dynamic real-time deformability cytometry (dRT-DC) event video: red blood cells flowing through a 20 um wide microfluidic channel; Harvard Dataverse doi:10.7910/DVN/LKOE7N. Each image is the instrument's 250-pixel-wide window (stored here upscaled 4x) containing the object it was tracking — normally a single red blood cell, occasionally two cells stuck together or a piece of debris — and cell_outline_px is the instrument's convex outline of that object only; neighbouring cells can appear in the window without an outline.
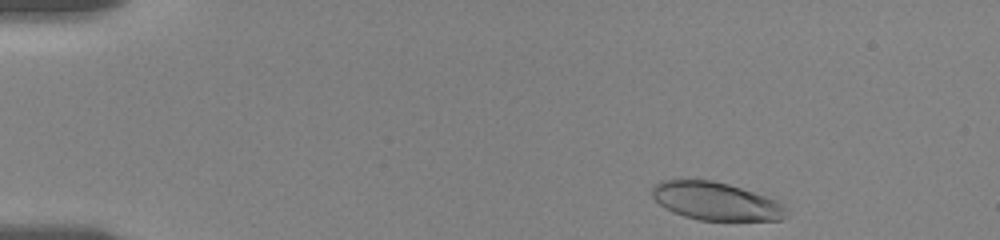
{"species": "human", "species_latin": "Homo sapiens", "temperature_condition": "room temperature", "stored_images_in_passage": 20, "camera_frame_rate_fps": 3000, "um_per_image_px": 0.085, "donor": {"sex": "female"}, "frame": {"image": 1, "passage_image": 2, "time_ms": 0.333, "image_size_px": [1000, 240], "cell_outline_px": [[788, 216], [784, 220], [700, 220], [684, 216], [672, 212], [660, 204], [652, 196], [652, 188], [660, 180], [712, 180], [728, 184], [776, 200], [780, 204]], "centroid_in_image_um": [60.82, 17.11], "position_along_channel_um": 24.2, "area_um2": 29.3}}
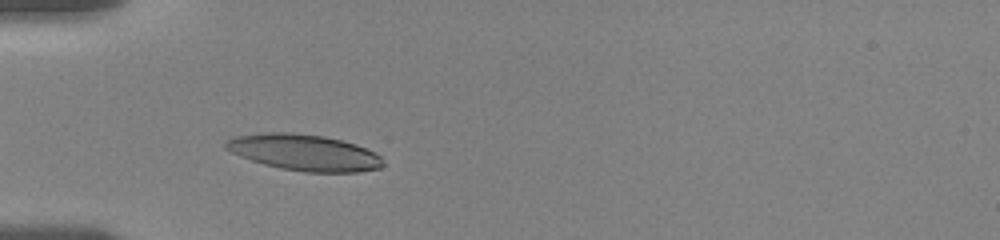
{"frame": {"image": 2, "passage_image": 19, "time_ms": 3.667, "image_size_px": [1000, 240], "cell_outline_px": [[384, 164], [380, 168], [360, 172], [304, 172], [280, 168], [264, 164], [240, 156], [224, 148], [224, 144], [232, 136], [264, 132], [292, 132], [324, 136], [356, 144], [376, 152], [380, 156]], "centroid_in_image_um": [25.85, 12.95], "position_along_channel_um": 59.1, "area_um2": 33.35}}